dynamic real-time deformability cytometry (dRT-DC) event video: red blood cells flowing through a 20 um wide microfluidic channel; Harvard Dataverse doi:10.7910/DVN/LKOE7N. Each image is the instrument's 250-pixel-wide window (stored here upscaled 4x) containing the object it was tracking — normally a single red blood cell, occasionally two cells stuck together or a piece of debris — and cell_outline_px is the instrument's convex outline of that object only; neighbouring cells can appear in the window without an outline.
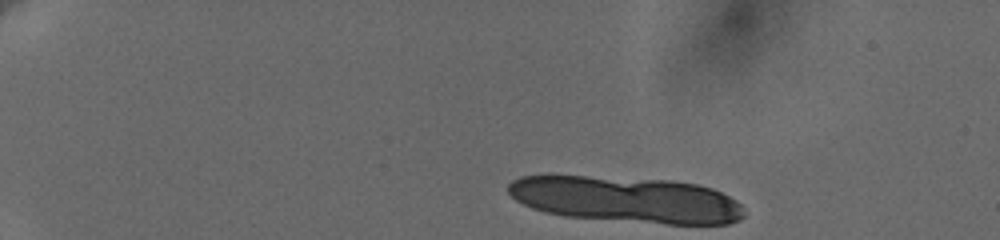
{"species": "human", "species_latin": "Homo sapiens", "temperature_condition": "cold", "stored_images_in_passage": 6, "segment_of_instrument_passage": [1, 2], "camera_frame_rate_fps": 3000, "um_per_image_px": 0.085, "donor": {"sex": "female"}, "frame": {"image": 1, "passage_image": 1, "time_ms": 0.0, "image_size_px": [1000, 240], "cell_outline_px": [[744, 216], [740, 220], [728, 224], [668, 224], [568, 216], [548, 212], [532, 208], [516, 200], [508, 192], [508, 184], [512, 180], [520, 176], [584, 176], [668, 180], [696, 184], [712, 188], [736, 200], [744, 208]], "centroid_in_image_um": [53.28, 16.96], "position_along_channel_um": 31.7, "area_um2": 63.0}}